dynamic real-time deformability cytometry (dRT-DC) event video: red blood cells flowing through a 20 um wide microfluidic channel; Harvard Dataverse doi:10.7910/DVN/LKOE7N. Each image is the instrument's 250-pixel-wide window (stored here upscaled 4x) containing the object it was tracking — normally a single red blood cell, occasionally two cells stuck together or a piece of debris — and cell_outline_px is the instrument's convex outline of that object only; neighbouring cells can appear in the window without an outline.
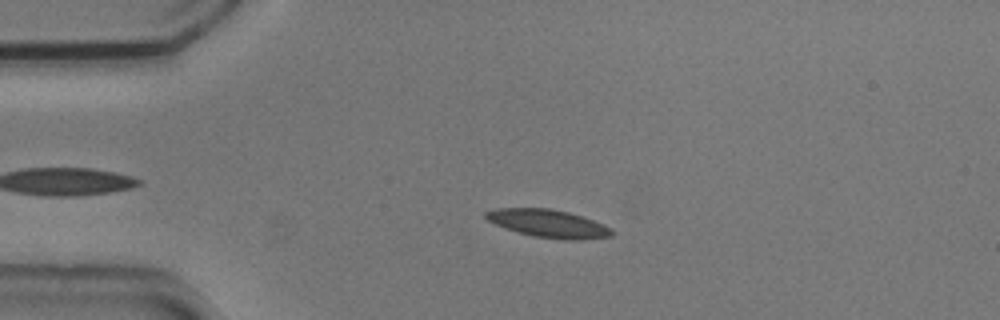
{"species": "common noctule bat (a hibernating species)", "species_latin": "Nyctalus noctula", "temperature_condition": "cold", "stored_images_in_passage": 5, "camera_frame_rate_fps": 3000, "um_per_image_px": 0.085, "animal": {"sex": "male", "body_mass_g": 20.5, "forearm_length_mm": 52.5}, "frame": {"image": 1, "passage_image": 3, "time_ms": 0.667, "image_size_px": [1000, 320], "cell_outline_px": [[616, 232], [612, 236], [584, 240], [564, 240], [532, 236], [504, 228], [488, 220], [484, 216], [484, 212], [496, 208], [548, 208], [568, 212], [604, 224], [612, 228]], "centroid_in_image_um": [46.63, 19.01], "position_along_channel_um": 38.4, "area_um2": 20.63}}